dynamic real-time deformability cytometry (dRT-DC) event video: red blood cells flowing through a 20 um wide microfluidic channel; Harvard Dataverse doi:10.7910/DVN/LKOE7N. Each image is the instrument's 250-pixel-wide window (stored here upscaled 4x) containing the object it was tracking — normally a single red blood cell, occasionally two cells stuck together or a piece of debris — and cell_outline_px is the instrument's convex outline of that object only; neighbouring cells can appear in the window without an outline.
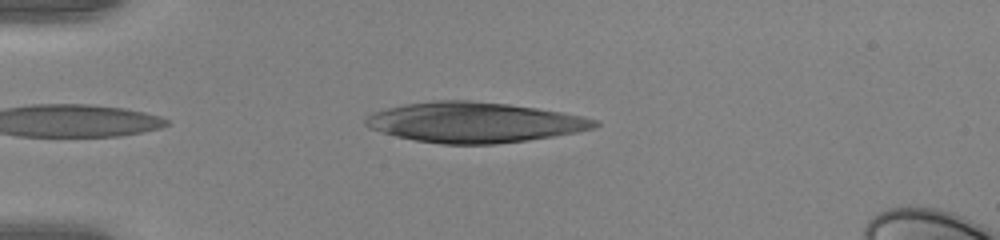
{"species": "human", "species_latin": "Homo sapiens", "temperature_condition": "warm", "stored_images_in_passage": 41, "camera_frame_rate_fps": 3000, "um_per_image_px": 0.085, "donor": {"sex": "female"}, "frame": {"image": 1, "passage_image": 1, "time_ms": 0.0, "image_size_px": [1000, 240], "cell_outline_px": [[600, 124], [596, 128], [576, 132], [528, 140], [496, 144], [440, 144], [416, 140], [396, 136], [368, 128], [364, 124], [364, 120], [368, 116], [376, 112], [388, 108], [408, 104], [436, 100], [468, 100], [508, 104], [564, 112], [584, 116], [600, 120]], "centroid_in_image_um": [40.37, 10.4], "position_along_channel_um": 44.6, "area_um2": 53.7}}
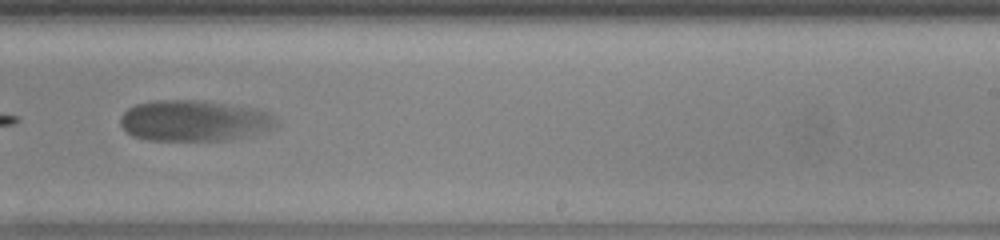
{"frame": {"image": 2, "passage_image": 22, "time_ms": 7.0, "image_size_px": [1000, 240], "cell_outline_px": [[280, 124], [268, 132], [232, 140], [148, 140], [132, 136], [120, 124], [120, 116], [128, 108], [136, 104], [156, 100], [204, 100], [256, 108], [268, 112], [280, 120]], "centroid_in_image_um": [16.6, 10.26], "position_along_channel_um": 272.4, "area_um2": 37.97}}
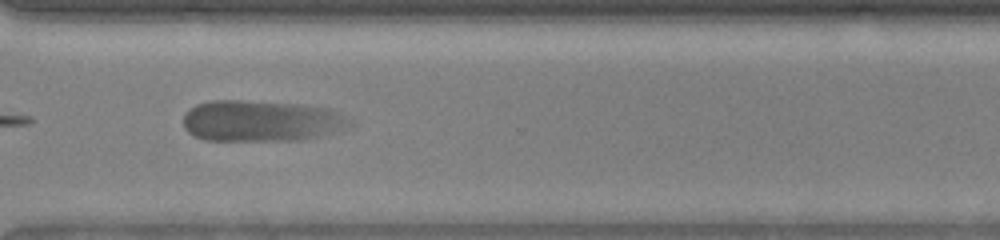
{"frame": {"image": 3, "passage_image": 28, "time_ms": 9.0, "image_size_px": [1000, 240], "cell_outline_px": [[352, 124], [332, 132], [320, 136], [300, 140], [204, 140], [188, 132], [184, 128], [184, 112], [188, 108], [196, 104], [212, 100], [240, 100], [300, 104], [328, 108], [352, 120]], "centroid_in_image_um": [22.15, 10.27], "position_along_channel_um": 348.5, "area_um2": 39.88}}